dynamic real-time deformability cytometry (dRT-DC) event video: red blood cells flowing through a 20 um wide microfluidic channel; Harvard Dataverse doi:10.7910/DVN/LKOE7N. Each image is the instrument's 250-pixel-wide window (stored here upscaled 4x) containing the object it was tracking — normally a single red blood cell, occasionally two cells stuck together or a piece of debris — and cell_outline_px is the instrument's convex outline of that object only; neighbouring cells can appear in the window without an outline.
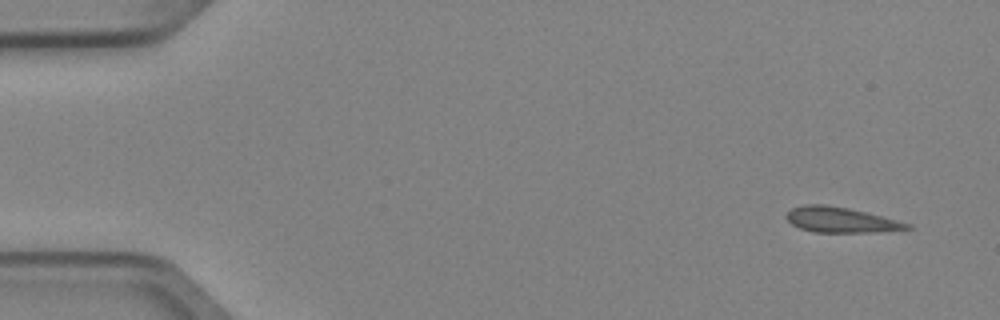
{"species": "Egyptian fruit bat (a non-hibernating species)", "species_latin": "Rousettus aegyptiacus", "temperature_condition": "cold", "stored_images_in_passage": 4, "camera_frame_rate_fps": 3000, "um_per_image_px": 0.085, "animal": {"sex": "female"}, "frame": {"image": 1, "passage_image": 1, "time_ms": 0.0, "image_size_px": [1000, 320], "cell_outline_px": [[912, 228], [872, 232], [816, 232], [800, 228], [792, 224], [784, 216], [792, 208], [804, 204], [824, 204], [848, 208], [912, 224]], "centroid_in_image_um": [71.42, 18.68], "position_along_channel_um": 13.6, "area_um2": 17.51}}